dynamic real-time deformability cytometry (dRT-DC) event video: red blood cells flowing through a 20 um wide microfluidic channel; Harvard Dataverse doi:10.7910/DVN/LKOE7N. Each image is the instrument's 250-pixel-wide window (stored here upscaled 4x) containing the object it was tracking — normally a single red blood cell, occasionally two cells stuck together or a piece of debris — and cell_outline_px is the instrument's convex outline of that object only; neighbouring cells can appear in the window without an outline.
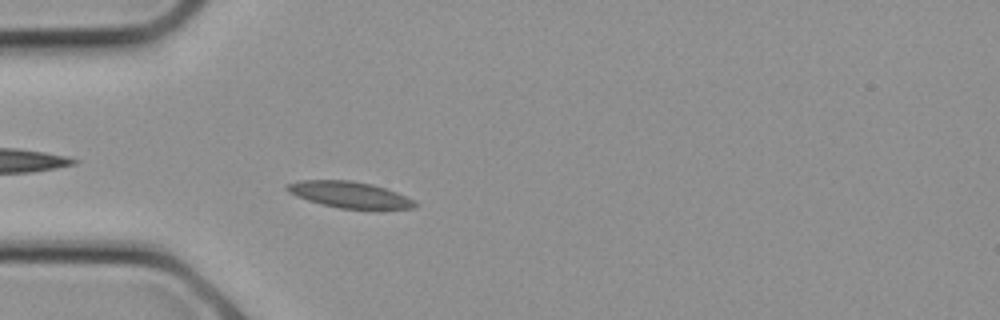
{"species": "common noctule bat (a hibernating species)", "species_latin": "Nyctalus noctula", "temperature_condition": "cold", "stored_images_in_passage": 8, "camera_frame_rate_fps": 3000, "um_per_image_px": 0.085, "animal": {"sex": "female", "body_mass_g": 21.9}, "frame": {"image": 1, "passage_image": 6, "time_ms": 1.667, "image_size_px": [1000, 320], "cell_outline_px": [[420, 204], [416, 208], [340, 208], [308, 200], [296, 196], [288, 192], [284, 188], [288, 184], [300, 180], [352, 180], [372, 184], [396, 192], [416, 200]], "centroid_in_image_um": [29.73, 16.53], "position_along_channel_um": 55.3, "area_um2": 19.36}}
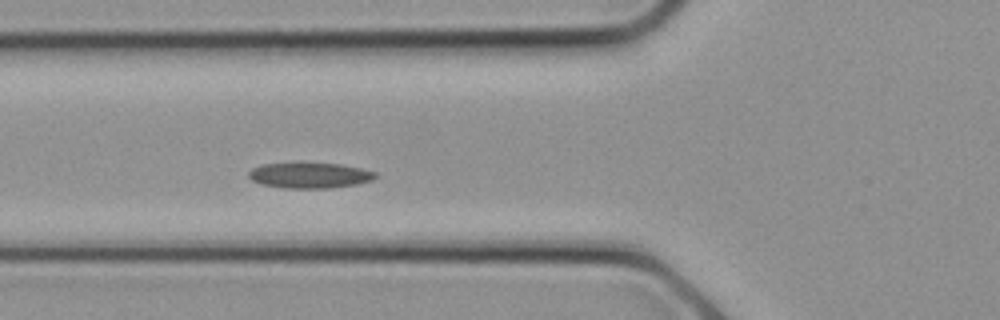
{"frame": {"image": 2, "passage_image": 8, "time_ms": 2.333, "image_size_px": [1000, 320], "cell_outline_px": [[376, 176], [372, 180], [356, 184], [328, 188], [284, 188], [260, 184], [252, 180], [248, 176], [248, 172], [252, 168], [260, 164], [296, 160], [340, 164], [360, 168], [376, 172]], "centroid_in_image_um": [26.24, 14.85], "position_along_channel_um": 99.6, "area_um2": 19.71}}